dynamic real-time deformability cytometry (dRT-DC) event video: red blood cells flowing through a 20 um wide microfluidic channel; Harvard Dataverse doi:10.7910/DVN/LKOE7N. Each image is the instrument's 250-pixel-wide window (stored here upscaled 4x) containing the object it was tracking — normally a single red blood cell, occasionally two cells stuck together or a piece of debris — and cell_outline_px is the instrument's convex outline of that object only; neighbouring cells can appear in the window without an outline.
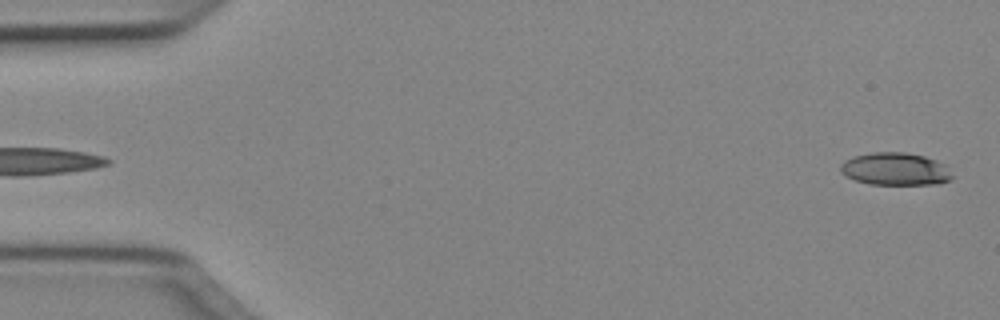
{"species": "Egyptian fruit bat (a non-hibernating species)", "species_latin": "Rousettus aegyptiacus", "temperature_condition": "cold", "stored_images_in_passage": 49, "camera_frame_rate_fps": 3000, "um_per_image_px": 0.085, "animal": {"sex": "female"}, "frame": {"image": 1, "passage_image": 1, "time_ms": 0.0, "image_size_px": [1000, 320], "cell_outline_px": [[952, 180], [940, 184], [868, 184], [856, 180], [840, 172], [840, 164], [844, 160], [856, 156], [872, 152], [904, 152], [924, 156], [936, 160], [944, 164], [952, 176]], "centroid_in_image_um": [76.11, 14.37], "position_along_channel_um": 8.9, "area_um2": 21.15}}
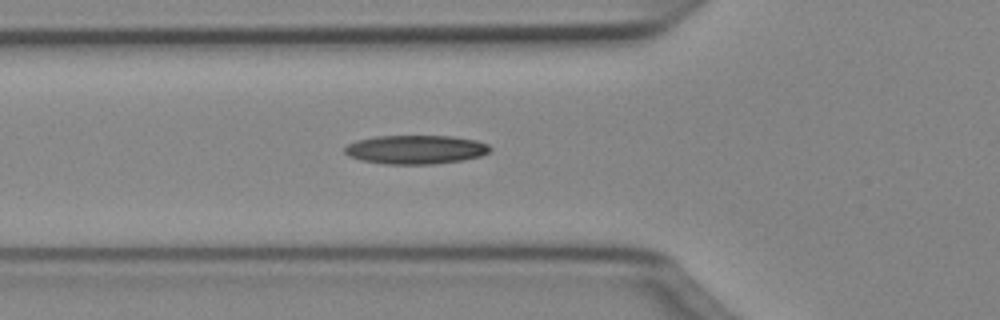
{"frame": {"image": 2, "passage_image": 17, "time_ms": 5.333, "image_size_px": [1000, 320], "cell_outline_px": [[492, 148], [488, 152], [480, 156], [460, 160], [432, 164], [388, 164], [360, 160], [348, 156], [344, 152], [344, 148], [348, 144], [356, 140], [376, 136], [452, 136], [476, 140], [488, 144]], "centroid_in_image_um": [35.31, 12.7], "position_along_channel_um": 90.5, "area_um2": 24.39}}
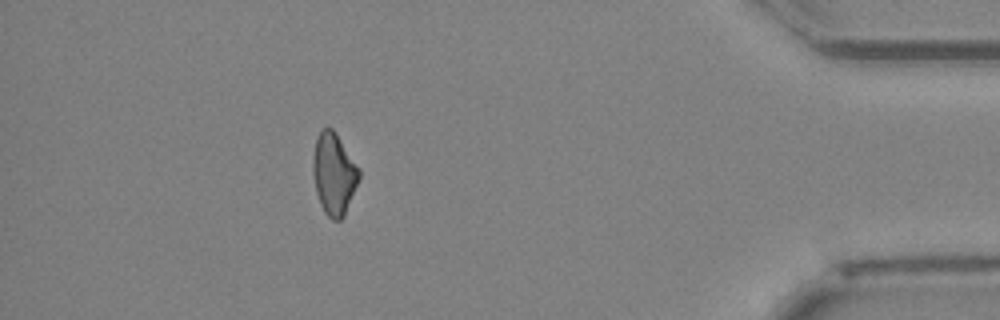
{"frame": {"image": 3, "passage_image": 44, "time_ms": 14.333, "image_size_px": [1000, 320], "cell_outline_px": [[360, 180], [344, 216], [340, 220], [332, 220], [324, 212], [320, 204], [316, 192], [312, 172], [312, 160], [316, 136], [324, 128], [332, 128], [336, 132], [360, 168]], "centroid_in_image_um": [28.39, 14.78], "position_along_channel_um": 406.8, "area_um2": 22.31}, "authors_computed_cell_mechanics": {"area_um2": 22.3108, "velocity_mm_per_s": 4.0702, "shape_relaxation_time_tau1_ms": 9.2614, "shape_relaxation_time_tau2_ms": null, "deformation_change_tau1": 0.1864, "deformation_change_tau2": null}}